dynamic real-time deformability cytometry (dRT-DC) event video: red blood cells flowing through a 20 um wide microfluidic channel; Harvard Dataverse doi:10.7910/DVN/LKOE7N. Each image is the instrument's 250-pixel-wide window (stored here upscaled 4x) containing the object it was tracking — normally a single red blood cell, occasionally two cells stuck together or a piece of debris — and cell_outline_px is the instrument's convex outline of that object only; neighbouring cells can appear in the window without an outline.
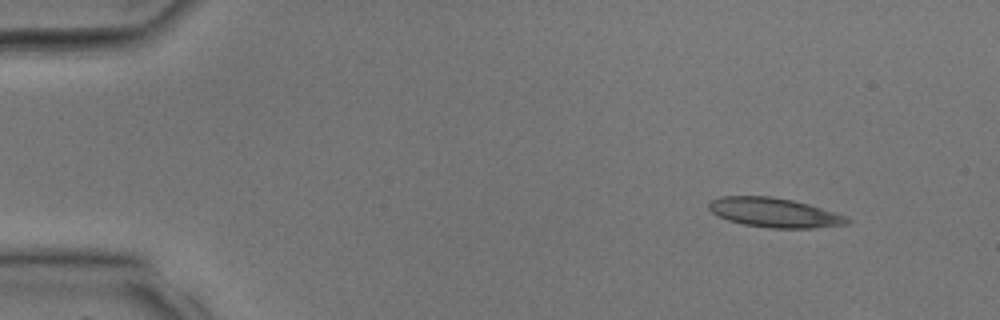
{"species": "common noctule bat (a hibernating species)", "species_latin": "Nyctalus noctula", "temperature_condition": "room temperature", "stored_images_in_passage": 7, "camera_frame_rate_fps": 3000, "um_per_image_px": 0.085, "animal": {"sex": "male", "body_mass_g": 17.9, "forearm_length_mm": 54.2}, "frame": {"image": 1, "passage_image": 1, "time_ms": 0.0, "image_size_px": [1000, 320], "cell_outline_px": [[852, 220], [848, 224], [812, 228], [768, 228], [744, 224], [728, 220], [712, 212], [708, 208], [708, 204], [712, 200], [720, 196], [772, 196], [792, 200], [808, 204], [848, 216]], "centroid_in_image_um": [65.85, 18.07], "position_along_channel_um": 19.2, "area_um2": 23.7}}